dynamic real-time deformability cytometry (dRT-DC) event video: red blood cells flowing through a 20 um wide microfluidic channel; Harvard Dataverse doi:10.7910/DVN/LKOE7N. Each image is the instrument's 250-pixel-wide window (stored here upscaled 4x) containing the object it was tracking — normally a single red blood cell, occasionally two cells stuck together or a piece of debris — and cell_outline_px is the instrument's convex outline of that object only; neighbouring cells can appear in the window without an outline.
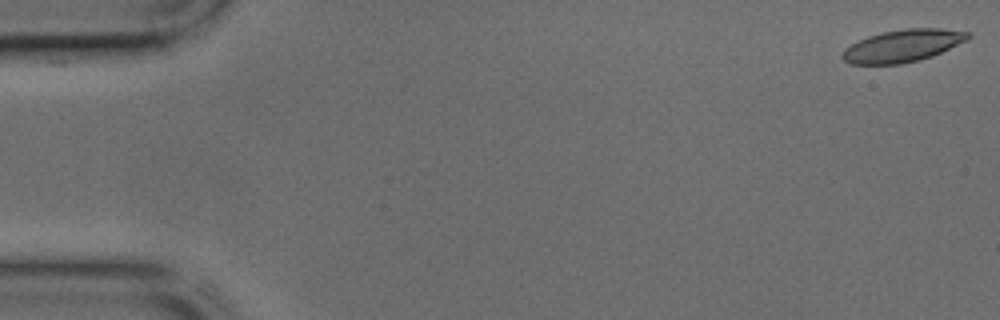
{"species": "common noctule bat (a hibernating species)", "species_latin": "Nyctalus noctula", "temperature_condition": "cold", "stored_images_in_passage": 44, "camera_frame_rate_fps": 3000, "um_per_image_px": 0.085, "animal": {"sex": "male", "body_mass_g": 17.9, "forearm_length_mm": 54.2}, "frame": {"image": 1, "passage_image": 1, "time_ms": 0.0, "image_size_px": [1000, 320], "cell_outline_px": [[972, 36], [968, 40], [932, 56], [920, 60], [900, 64], [852, 64], [844, 60], [840, 56], [844, 48], [868, 36], [884, 32], [904, 28], [940, 28], [972, 32]], "centroid_in_image_um": [76.77, 3.88], "position_along_channel_um": 8.2, "area_um2": 23.76}}
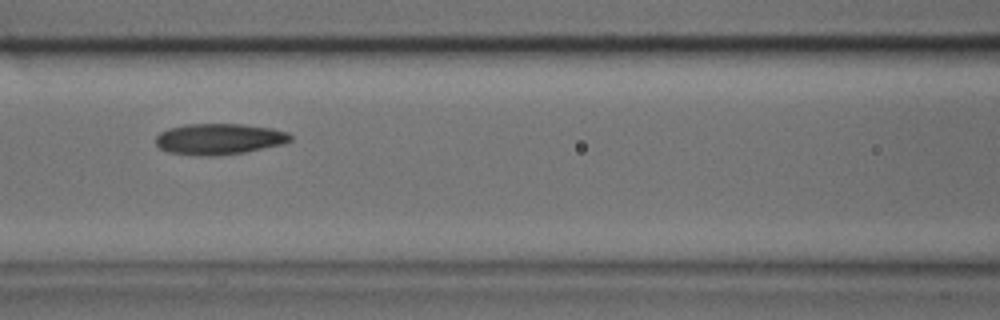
{"frame": {"image": 2, "passage_image": 19, "time_ms": 6.0, "image_size_px": [1000, 320], "cell_outline_px": [[292, 140], [284, 144], [244, 152], [216, 156], [192, 156], [168, 152], [160, 148], [156, 144], [156, 136], [160, 132], [168, 128], [184, 124], [244, 124], [272, 128], [288, 132], [292, 136]], "centroid_in_image_um": [18.62, 11.82], "position_along_channel_um": 148.0, "area_um2": 24.68}}
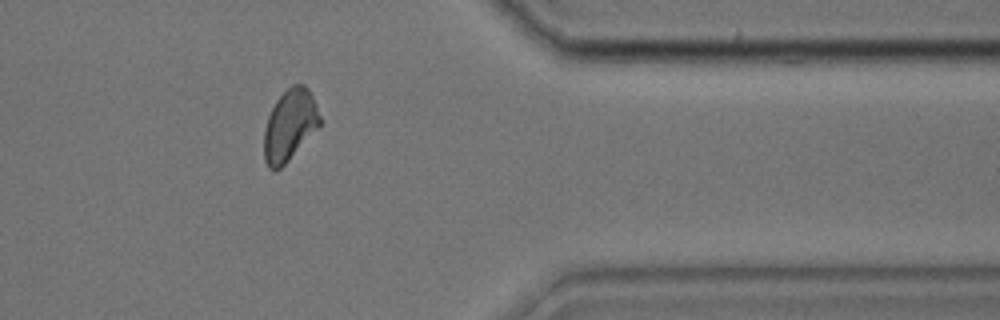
{"frame": {"image": 3, "passage_image": 36, "time_ms": 11.667, "image_size_px": [1000, 320], "cell_outline_px": [[324, 120], [288, 160], [276, 172], [268, 168], [264, 160], [264, 128], [268, 116], [276, 100], [292, 84], [304, 84], [308, 88]], "centroid_in_image_um": [24.63, 10.63], "position_along_channel_um": 386.8, "area_um2": 23.18}}